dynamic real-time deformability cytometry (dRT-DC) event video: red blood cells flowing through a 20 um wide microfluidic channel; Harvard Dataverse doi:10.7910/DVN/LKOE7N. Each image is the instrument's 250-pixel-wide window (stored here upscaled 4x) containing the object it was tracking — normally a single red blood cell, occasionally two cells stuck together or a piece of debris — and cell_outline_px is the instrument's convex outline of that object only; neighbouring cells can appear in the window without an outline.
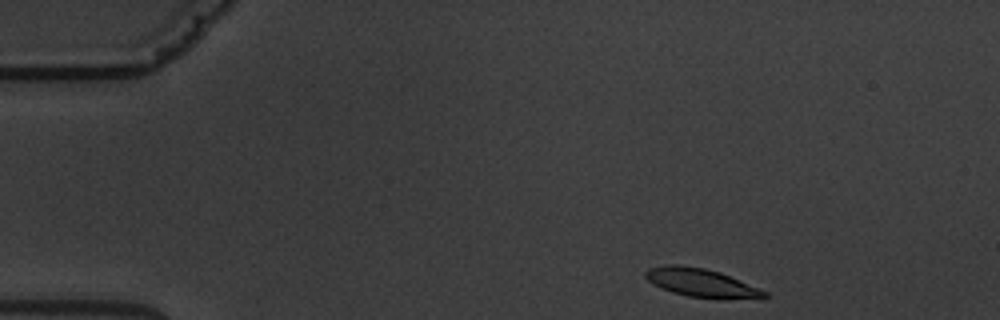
{"species": "common noctule bat (a hibernating species)", "species_latin": "Nyctalus noctula", "temperature_condition": "warm", "stored_images_in_passage": 9, "camera_frame_rate_fps": 3000, "um_per_image_px": 0.085, "animal": {"sex": "male", "body_mass_g": 19.5, "forearm_length_mm": 54.6}, "frame": {"image": 1, "passage_image": 1, "time_ms": 0.0, "image_size_px": [1000, 320], "cell_outline_px": [[768, 296], [724, 300], [720, 300], [688, 296], [672, 292], [660, 288], [652, 284], [644, 276], [644, 272], [648, 268], [668, 264], [676, 264], [704, 268], [720, 272], [760, 288], [768, 292]], "centroid_in_image_um": [59.58, 24.04], "position_along_channel_um": 25.4, "area_um2": 19.94}}
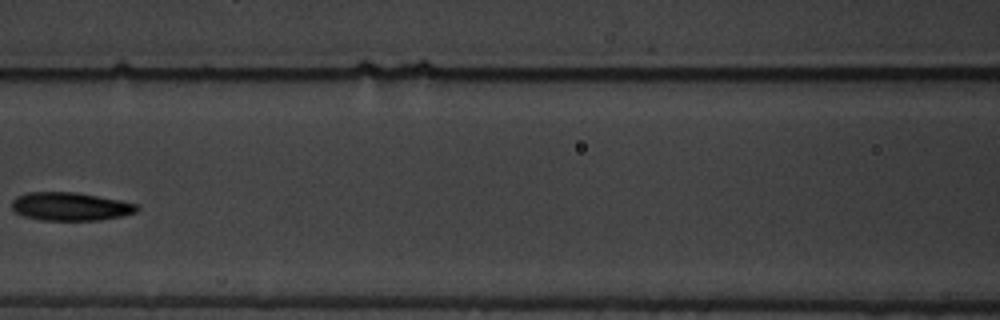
{"frame": {"image": 2, "passage_image": 6, "time_ms": 6.0, "image_size_px": [1000, 320], "cell_outline_px": [[140, 208], [136, 212], [120, 216], [100, 220], [40, 220], [24, 216], [16, 212], [12, 208], [12, 200], [16, 196], [28, 192], [76, 192], [120, 200], [136, 204]], "centroid_in_image_um": [5.97, 17.55], "position_along_channel_um": 160.6, "area_um2": 20.58}}
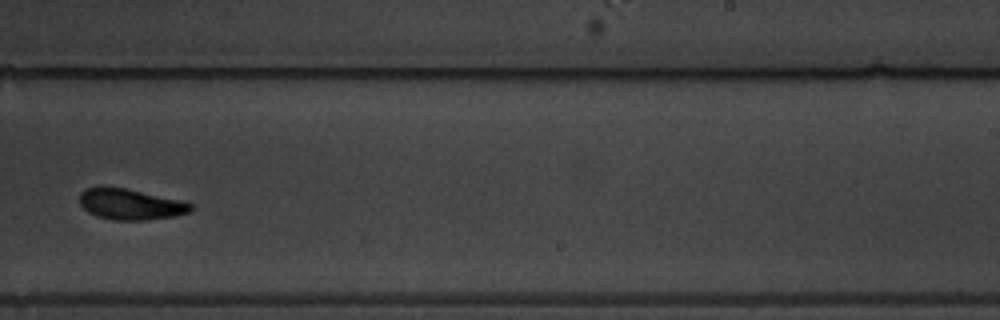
{"frame": {"image": 3, "passage_image": 9, "time_ms": 9.333, "image_size_px": [1000, 320], "cell_outline_px": [[192, 208], [188, 212], [176, 216], [148, 220], [112, 220], [96, 216], [88, 212], [80, 204], [80, 192], [84, 188], [100, 184], [104, 184], [124, 188], [176, 200], [192, 204]], "centroid_in_image_um": [10.97, 17.34], "position_along_channel_um": 278.0, "area_um2": 20.11}}